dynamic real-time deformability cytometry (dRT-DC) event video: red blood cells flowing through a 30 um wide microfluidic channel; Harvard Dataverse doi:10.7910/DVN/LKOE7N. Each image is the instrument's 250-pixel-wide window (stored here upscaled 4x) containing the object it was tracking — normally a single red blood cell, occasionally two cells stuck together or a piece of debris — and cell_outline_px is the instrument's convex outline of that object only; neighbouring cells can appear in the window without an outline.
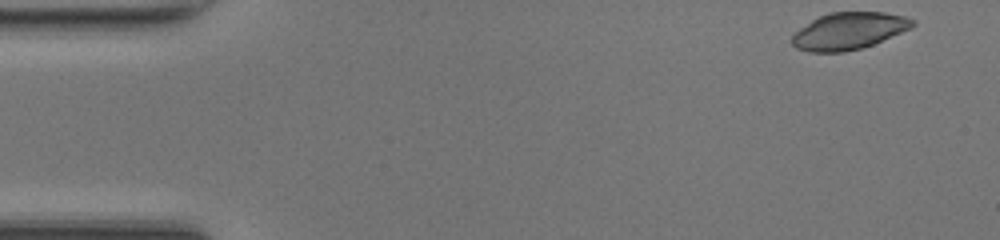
{"species": "common noctule bat (a hibernating species)", "species_latin": "Nyctalus noctula", "temperature_condition": "room temperature", "stored_images_in_passage": 47, "camera_frame_rate_fps": 3000, "um_per_image_px": 0.085, "animal": {"sex": "female", "body_mass_g": 17.0, "forearm_length_mm": 48.0}, "frame": {"image": 1, "passage_image": 1, "time_ms": 0.0, "image_size_px": [1000, 240], "cell_outline_px": [[916, 24], [912, 28], [872, 44], [860, 48], [844, 52], [808, 52], [796, 48], [792, 44], [792, 36], [800, 28], [812, 20], [828, 12], [884, 12], [904, 16], [916, 20]], "centroid_in_image_um": [72.16, 2.62], "position_along_channel_um": 12.8, "area_um2": 25.89}}
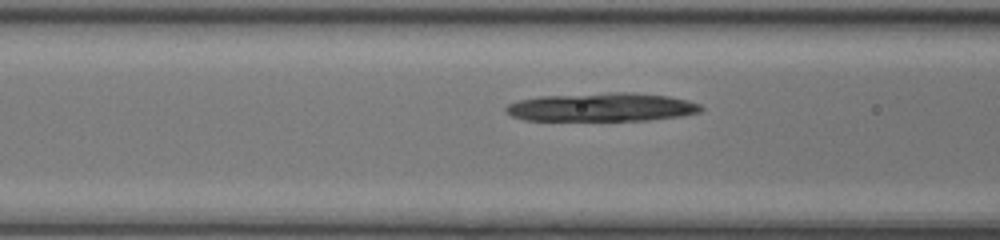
{"frame": {"image": 2, "passage_image": 17, "time_ms": 5.333, "image_size_px": [1000, 240], "cell_outline_px": [[704, 108], [700, 112], [680, 116], [648, 120], [524, 120], [512, 116], [504, 112], [504, 108], [508, 104], [520, 100], [540, 96], [608, 92], [632, 92], [668, 96], [688, 100], [700, 104]], "centroid_in_image_um": [51.15, 9.1], "position_along_channel_um": 115.4, "area_um2": 32.54}}
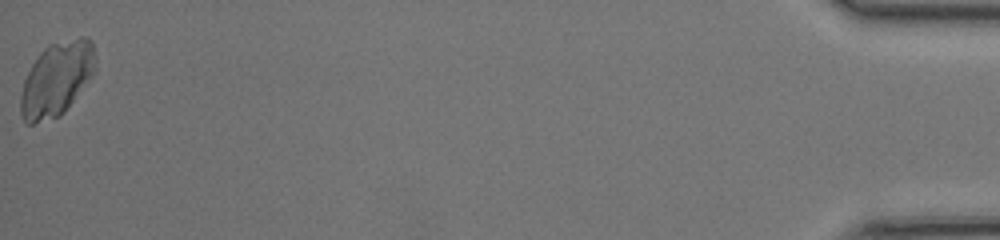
{"frame": {"image": 3, "passage_image": 47, "time_ms": 15.333, "image_size_px": [1000, 240], "cell_outline_px": [[96, 72], [64, 112], [60, 116], [32, 124], [28, 124], [24, 120], [20, 112], [20, 96], [24, 80], [32, 64], [40, 52], [48, 44], [80, 36], [88, 36], [92, 40], [96, 56]], "centroid_in_image_um": [4.85, 6.68], "position_along_channel_um": 430.4, "area_um2": 32.66}}